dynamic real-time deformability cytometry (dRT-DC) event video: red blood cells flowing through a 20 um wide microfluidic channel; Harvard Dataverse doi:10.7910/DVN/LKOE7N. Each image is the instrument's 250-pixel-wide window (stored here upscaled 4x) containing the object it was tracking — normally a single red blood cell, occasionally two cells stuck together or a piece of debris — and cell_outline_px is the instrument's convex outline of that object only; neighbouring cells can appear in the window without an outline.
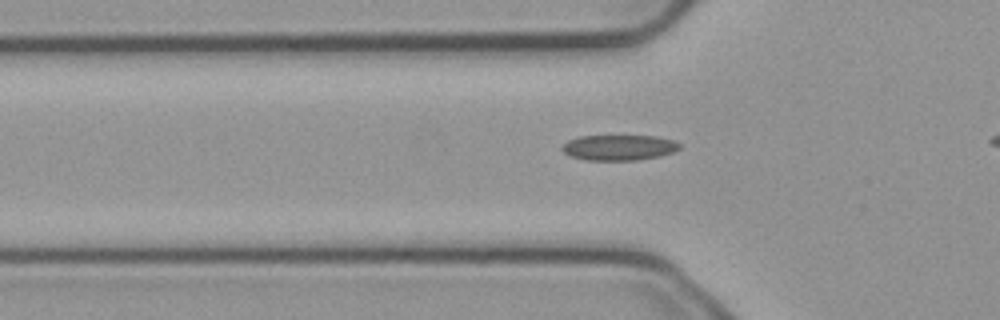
{"species": "common noctule bat (a hibernating species)", "species_latin": "Nyctalus noctula", "temperature_condition": "cold", "stored_images_in_passage": 38, "camera_frame_rate_fps": 3000, "um_per_image_px": 0.085, "animal": {"sex": "male", "body_mass_g": 23.1, "forearm_length_mm": 52.7}, "frame": {"image": 1, "passage_image": 11, "time_ms": 3.333, "image_size_px": [1000, 320], "cell_outline_px": [[680, 148], [672, 152], [660, 156], [636, 160], [588, 160], [572, 156], [564, 152], [560, 148], [568, 140], [580, 136], [656, 136], [672, 140], [680, 144]], "centroid_in_image_um": [52.61, 12.54], "position_along_channel_um": 73.2, "area_um2": 17.28}}
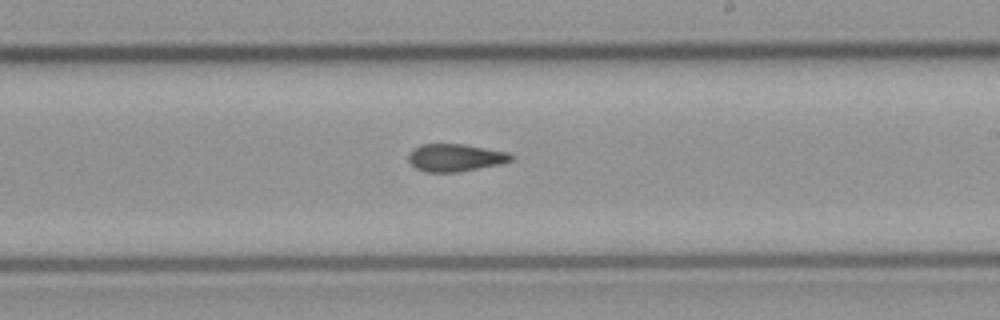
{"frame": {"image": 2, "passage_image": 25, "time_ms": 8.0, "image_size_px": [1000, 320], "cell_outline_px": [[516, 156], [512, 160], [504, 164], [460, 172], [424, 172], [416, 168], [408, 160], [408, 152], [412, 148], [420, 144], [464, 144], [508, 152]], "centroid_in_image_um": [38.72, 13.4], "position_along_channel_um": 250.3, "area_um2": 16.88}}
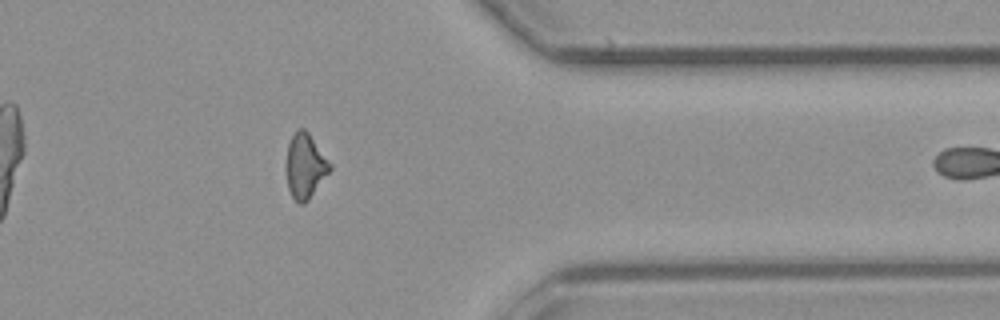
{"frame": {"image": 3, "passage_image": 37, "time_ms": 12.0, "image_size_px": [1000, 320], "cell_outline_px": [[332, 168], [308, 200], [304, 204], [300, 204], [292, 196], [288, 188], [284, 168], [284, 164], [288, 144], [296, 128], [304, 128], [308, 132], [332, 164]], "centroid_in_image_um": [25.9, 14.09], "position_along_channel_um": 385.5, "area_um2": 16.76}}